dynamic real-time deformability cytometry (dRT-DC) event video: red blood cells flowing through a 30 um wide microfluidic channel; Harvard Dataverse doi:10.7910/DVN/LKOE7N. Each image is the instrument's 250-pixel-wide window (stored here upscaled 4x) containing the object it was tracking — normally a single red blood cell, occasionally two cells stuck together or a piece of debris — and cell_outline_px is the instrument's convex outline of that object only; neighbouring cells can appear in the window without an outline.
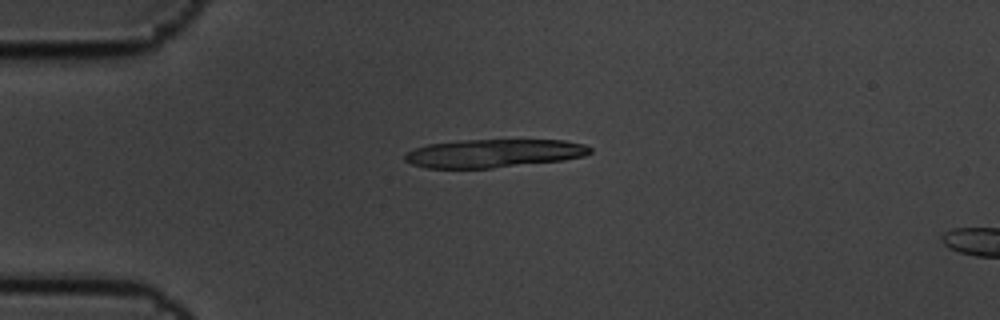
{"species": "common noctule bat (a hibernating species)", "species_latin": "Nyctalus noctula", "temperature_condition": "cold", "stored_images_in_passage": 5, "camera_frame_rate_fps": 3000, "um_per_image_px": 0.085, "animal": {"sex": "male", "body_mass_g": 19.5, "forearm_length_mm": 54.6}, "frame": {"image": 1, "passage_image": 4, "time_ms": 1.0, "image_size_px": [1000, 320], "cell_outline_px": [[592, 152], [584, 156], [564, 160], [492, 168], [428, 168], [412, 164], [404, 160], [404, 156], [408, 152], [416, 148], [428, 144], [460, 140], [564, 140], [584, 144], [592, 148]], "centroid_in_image_um": [41.99, 13.03], "position_along_channel_um": 43.0, "area_um2": 30.52}}